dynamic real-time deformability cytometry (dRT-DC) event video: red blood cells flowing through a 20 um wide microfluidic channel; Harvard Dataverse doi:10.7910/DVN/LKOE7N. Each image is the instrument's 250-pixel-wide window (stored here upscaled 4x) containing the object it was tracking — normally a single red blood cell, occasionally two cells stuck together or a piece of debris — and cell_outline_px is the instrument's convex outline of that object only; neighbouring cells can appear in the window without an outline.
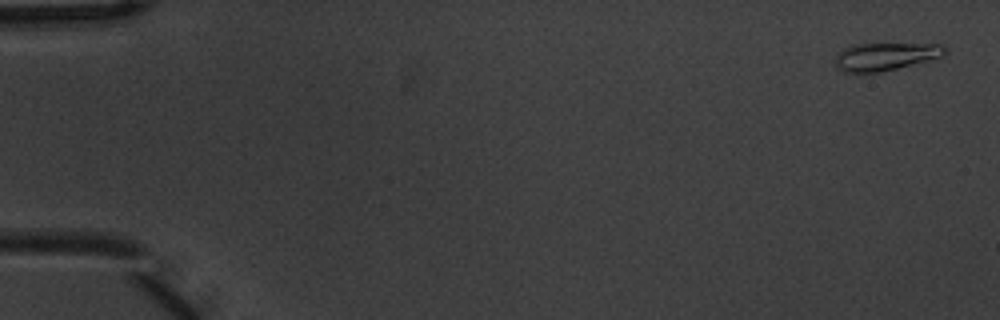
{"species": "common noctule bat (a hibernating species)", "species_latin": "Nyctalus noctula", "temperature_condition": "warm", "stored_images_in_passage": 5, "camera_frame_rate_fps": 3000, "um_per_image_px": 0.085, "animal": {"sex": "male", "body_mass_g": 20.1, "forearm_length_mm": 53.5}, "frame": {"image": 1, "passage_image": 1, "time_ms": 0.0, "image_size_px": [1000, 320], "cell_outline_px": [[948, 52], [940, 56], [928, 60], [880, 72], [844, 72], [836, 68], [832, 60], [844, 48], [852, 44], [940, 44], [948, 48]], "centroid_in_image_um": [75.21, 4.8], "position_along_channel_um": 9.8, "area_um2": 17.69}}
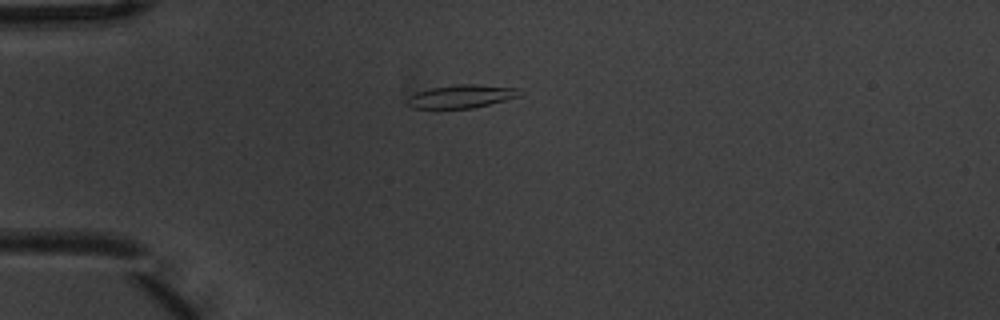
{"frame": {"image": 2, "passage_image": 5, "time_ms": 1.333, "image_size_px": [1000, 320], "cell_outline_px": [[524, 92], [520, 96], [472, 108], [412, 108], [404, 104], [404, 100], [408, 96], [416, 92], [432, 88], [460, 84], [476, 84], [520, 88]], "centroid_in_image_um": [39.19, 8.19], "position_along_channel_um": 45.8, "area_um2": 15.32}}